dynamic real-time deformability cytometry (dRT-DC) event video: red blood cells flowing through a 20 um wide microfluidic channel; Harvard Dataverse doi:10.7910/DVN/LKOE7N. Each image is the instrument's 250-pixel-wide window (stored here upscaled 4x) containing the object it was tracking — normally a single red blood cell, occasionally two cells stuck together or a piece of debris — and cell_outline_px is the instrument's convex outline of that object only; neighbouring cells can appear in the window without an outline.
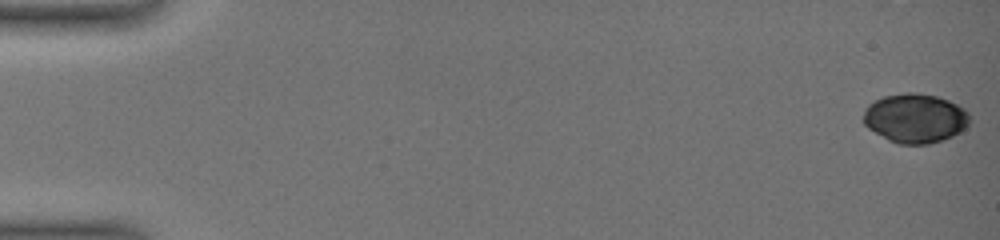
{"species": "common noctule bat (a hibernating species)", "species_latin": "Nyctalus noctula", "temperature_condition": "warm", "stored_images_in_passage": 31, "camera_frame_rate_fps": 3000, "um_per_image_px": 0.085, "animal": {"sex": "female", "body_mass_g": 19.0, "forearm_length_mm": 51.5}, "frame": {"image": 1, "passage_image": 1, "time_ms": 0.0, "image_size_px": [1000, 240], "cell_outline_px": [[968, 124], [960, 132], [952, 136], [928, 144], [900, 144], [888, 140], [868, 128], [864, 124], [864, 108], [868, 104], [884, 96], [908, 92], [916, 92], [936, 96], [948, 100], [964, 108], [968, 112]], "centroid_in_image_um": [77.77, 10.04], "position_along_channel_um": 7.2, "area_um2": 30.35}}
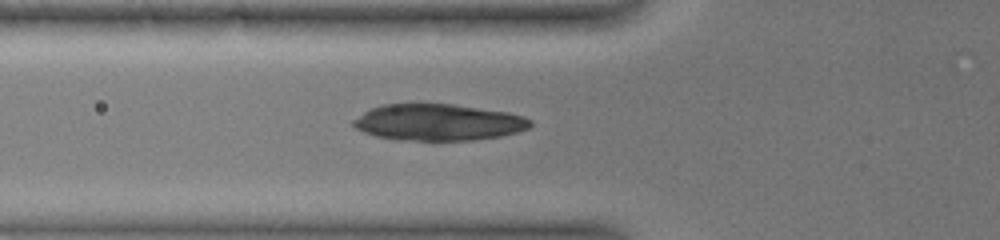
{"frame": {"image": 2, "passage_image": 18, "time_ms": 7.0, "image_size_px": [1000, 240], "cell_outline_px": [[532, 124], [528, 128], [516, 132], [500, 136], [472, 140], [396, 140], [376, 136], [364, 132], [356, 128], [352, 124], [352, 120], [364, 112], [380, 104], [416, 100], [452, 104], [508, 112], [524, 116], [532, 120]], "centroid_in_image_um": [37.19, 10.35], "position_along_channel_um": 88.6, "area_um2": 38.61}}
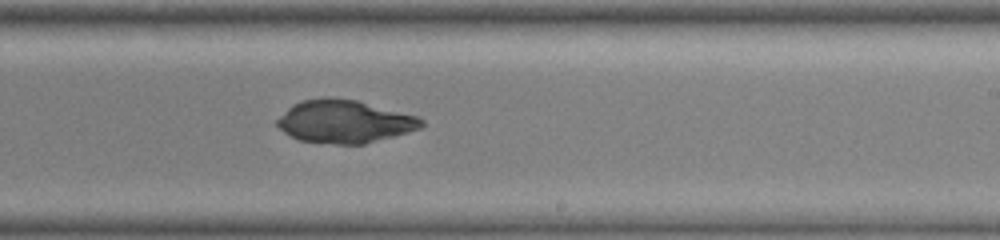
{"frame": {"image": 3, "passage_image": 31, "time_ms": 11.667, "image_size_px": [1000, 240], "cell_outline_px": [[424, 124], [420, 128], [364, 144], [340, 144], [300, 140], [284, 132], [276, 124], [276, 120], [292, 104], [300, 100], [324, 96], [332, 96], [356, 100], [420, 116], [424, 120]], "centroid_in_image_um": [29.28, 10.3], "position_along_channel_um": 259.7, "area_um2": 36.07}}